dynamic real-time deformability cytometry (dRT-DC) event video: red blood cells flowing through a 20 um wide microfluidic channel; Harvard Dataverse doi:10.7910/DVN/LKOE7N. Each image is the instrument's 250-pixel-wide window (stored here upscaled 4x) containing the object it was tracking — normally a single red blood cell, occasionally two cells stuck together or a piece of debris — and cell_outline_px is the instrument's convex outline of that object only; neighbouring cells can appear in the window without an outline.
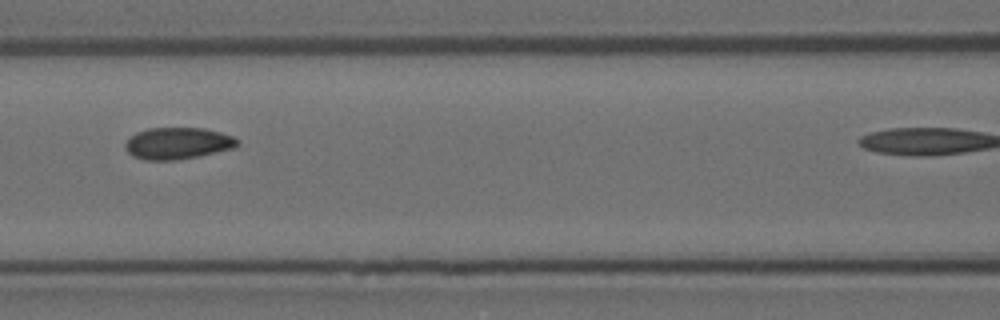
{"species": "Egyptian fruit bat (a non-hibernating species)", "species_latin": "Rousettus aegyptiacus", "temperature_condition": "room temperature", "stored_images_in_passage": 7, "camera_frame_rate_fps": 3000, "um_per_image_px": 0.085, "animal": {"sex": "female"}, "frame": {"image": 1, "passage_image": 6, "time_ms": 1.667, "image_size_px": [1000, 320], "cell_outline_px": [[240, 140], [232, 148], [196, 156], [176, 160], [144, 160], [132, 156], [124, 148], [124, 144], [136, 132], [148, 128], [204, 128], [220, 132], [232, 136]], "centroid_in_image_um": [15.05, 12.17], "position_along_channel_um": 151.5, "area_um2": 20.52}}